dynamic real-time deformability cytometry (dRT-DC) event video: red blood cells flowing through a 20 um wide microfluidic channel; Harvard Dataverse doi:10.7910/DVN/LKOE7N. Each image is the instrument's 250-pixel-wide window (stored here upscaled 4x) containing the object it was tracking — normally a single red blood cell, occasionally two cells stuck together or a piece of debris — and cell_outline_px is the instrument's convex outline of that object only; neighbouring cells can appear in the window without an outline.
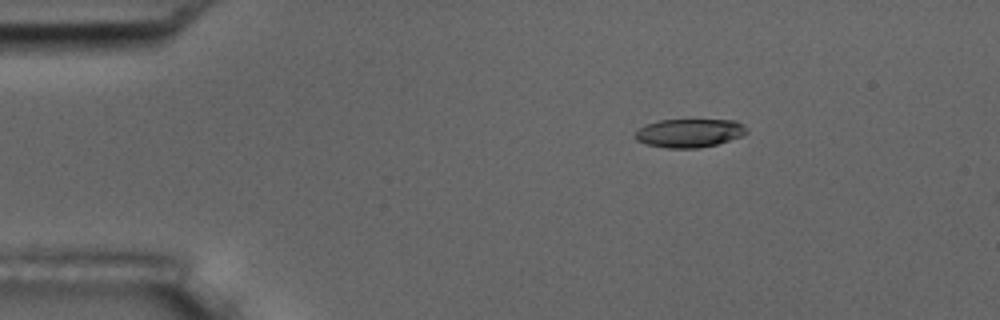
{"species": "common noctule bat (a hibernating species)", "species_latin": "Nyctalus noctula", "temperature_condition": "room temperature", "stored_images_in_passage": 5, "camera_frame_rate_fps": 3000, "um_per_image_px": 0.085, "animal": {"sex": "male", "body_mass_g": 17.5, "forearm_length_mm": 52.3}, "frame": {"image": 1, "passage_image": 3, "time_ms": 2.333, "image_size_px": [1000, 320], "cell_outline_px": [[748, 132], [740, 136], [716, 144], [700, 148], [668, 148], [648, 144], [636, 140], [632, 136], [644, 124], [660, 120], [736, 120]], "centroid_in_image_um": [58.53, 11.3], "position_along_channel_um": 26.5, "area_um2": 18.32}}